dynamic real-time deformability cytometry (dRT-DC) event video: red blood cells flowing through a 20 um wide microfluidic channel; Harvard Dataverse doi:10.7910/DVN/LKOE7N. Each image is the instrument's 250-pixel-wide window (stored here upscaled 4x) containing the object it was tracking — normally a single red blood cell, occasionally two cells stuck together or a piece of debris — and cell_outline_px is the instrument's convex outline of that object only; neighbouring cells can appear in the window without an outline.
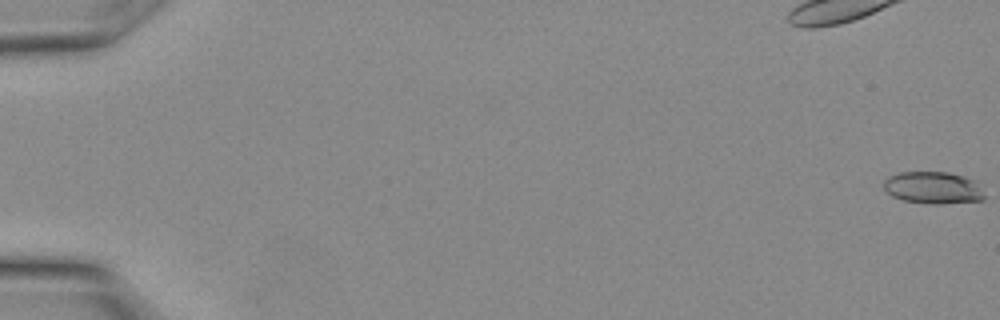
{"species": "Egyptian fruit bat (a non-hibernating species)", "species_latin": "Rousettus aegyptiacus", "temperature_condition": "warm", "stored_images_in_passage": 14, "camera_frame_rate_fps": 3000, "um_per_image_px": 0.085, "animal": {"sex": "female"}, "frame": {"image": 1, "passage_image": 1, "time_ms": 0.0, "image_size_px": [1000, 320], "cell_outline_px": [[984, 200], [936, 204], [932, 204], [904, 200], [892, 196], [884, 188], [884, 180], [888, 176], [900, 172], [948, 172], [964, 176], [972, 180], [984, 196]], "centroid_in_image_um": [79.26, 15.95], "position_along_channel_um": 5.7, "area_um2": 18.5}}
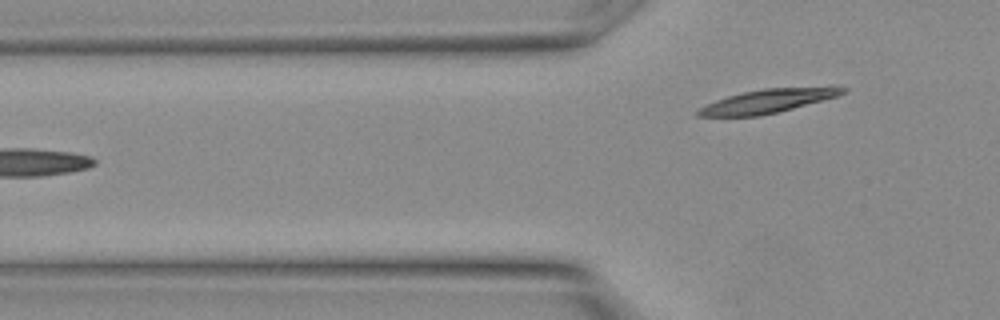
{"frame": {"image": 2, "passage_image": 14, "time_ms": 4.333, "image_size_px": [1000, 320], "cell_outline_px": [[848, 88], [844, 92], [836, 96], [824, 100], [760, 116], [696, 116], [696, 112], [700, 108], [716, 100], [728, 96], [744, 92], [764, 88], [832, 84]], "centroid_in_image_um": [65.4, 8.54], "position_along_channel_um": 60.4, "area_um2": 20.35}}